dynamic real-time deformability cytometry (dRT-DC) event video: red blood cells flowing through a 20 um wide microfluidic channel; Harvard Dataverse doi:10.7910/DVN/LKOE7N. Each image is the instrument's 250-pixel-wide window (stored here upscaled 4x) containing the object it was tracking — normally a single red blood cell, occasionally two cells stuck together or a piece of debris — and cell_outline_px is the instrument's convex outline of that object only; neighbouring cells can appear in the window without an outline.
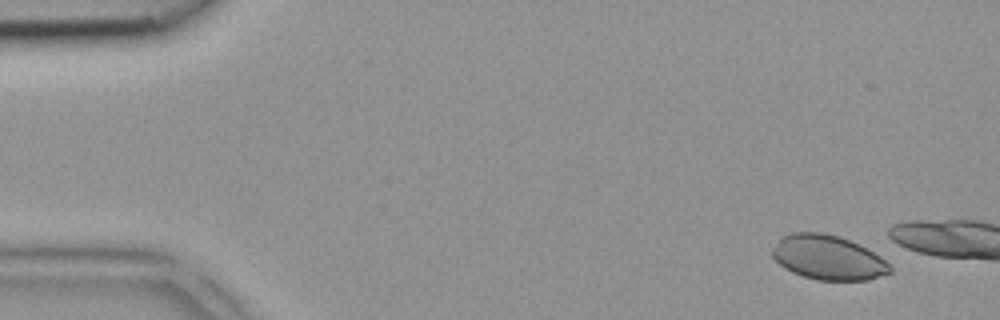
{"species": "common noctule bat (a hibernating species)", "species_latin": "Nyctalus noctula", "temperature_condition": "room temperature", "stored_images_in_passage": 4, "camera_frame_rate_fps": 3000, "um_per_image_px": 0.085, "animal": {"sex": "female", "body_mass_g": 18.4}, "frame": {"image": 1, "passage_image": 1, "time_ms": 0.0, "image_size_px": [1000, 320], "cell_outline_px": [[892, 272], [868, 280], [816, 280], [792, 272], [784, 268], [772, 256], [772, 248], [780, 236], [792, 232], [820, 232], [836, 236], [860, 244], [880, 256], [892, 268]], "centroid_in_image_um": [70.36, 21.88], "position_along_channel_um": 14.6, "area_um2": 30.52}}
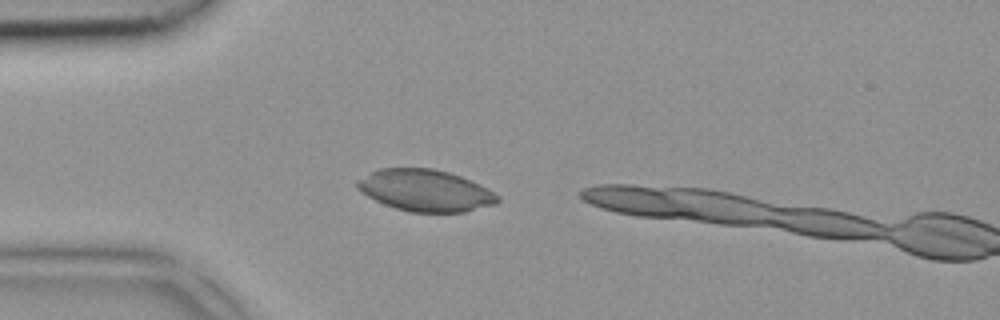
{"frame": {"image": 2, "passage_image": 3, "time_ms": 0.667, "image_size_px": [1000, 320], "cell_outline_px": [[500, 200], [496, 204], [464, 212], [412, 212], [396, 208], [384, 204], [360, 192], [356, 188], [356, 180], [380, 168], [432, 168], [448, 172], [460, 176], [480, 184], [500, 196]], "centroid_in_image_um": [36.16, 16.19], "position_along_channel_um": 48.8, "area_um2": 34.04}}